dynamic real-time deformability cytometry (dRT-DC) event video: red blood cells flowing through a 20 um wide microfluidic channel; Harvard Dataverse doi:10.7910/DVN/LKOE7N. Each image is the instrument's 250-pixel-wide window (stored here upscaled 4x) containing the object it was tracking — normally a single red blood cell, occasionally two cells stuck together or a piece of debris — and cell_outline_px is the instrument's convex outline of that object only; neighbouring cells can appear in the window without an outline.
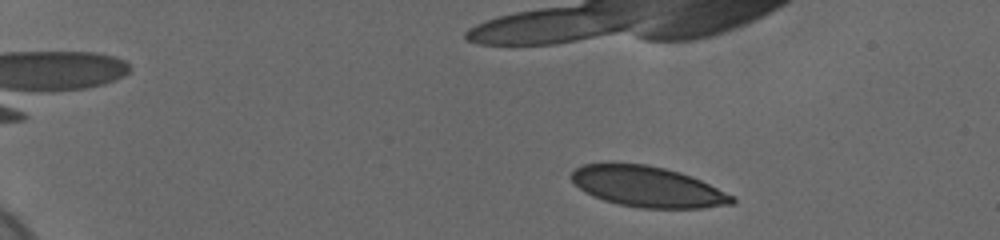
{"species": "human", "species_latin": "Homo sapiens", "temperature_condition": "cold", "stored_images_in_passage": 47, "camera_frame_rate_fps": 3000, "um_per_image_px": 0.085, "donor": {"sex": "female"}, "frame": {"image": 1, "passage_image": 5, "time_ms": 1.333, "image_size_px": [1000, 240], "cell_outline_px": [[736, 200], [732, 204], [700, 208], [644, 208], [620, 204], [604, 200], [584, 192], [572, 180], [572, 172], [576, 168], [584, 164], [612, 160], [648, 164], [680, 172], [692, 176], [732, 196]], "centroid_in_image_um": [54.98, 15.82], "position_along_channel_um": 30.0, "area_um2": 38.32}}
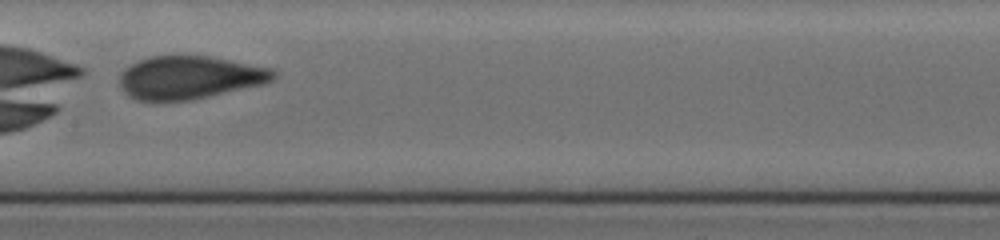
{"frame": {"image": 2, "passage_image": 29, "time_ms": 9.333, "image_size_px": [1000, 240], "cell_outline_px": [[280, 76], [264, 84], [192, 100], [136, 100], [128, 96], [124, 92], [120, 84], [120, 72], [124, 68], [148, 56], [208, 56], [272, 68]], "centroid_in_image_um": [16.13, 6.59], "position_along_channel_um": 191.3, "area_um2": 38.61}}
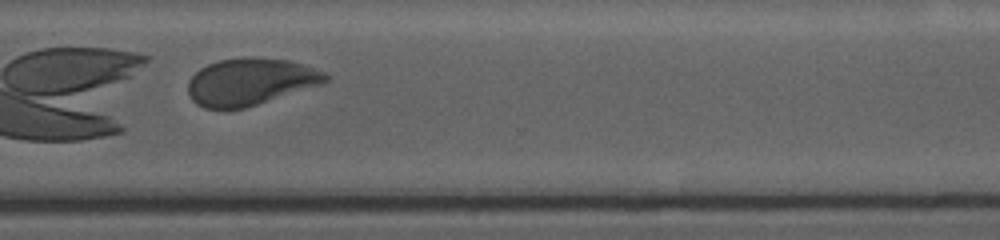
{"frame": {"image": 3, "passage_image": 42, "time_ms": 13.667, "image_size_px": [1000, 240], "cell_outline_px": [[332, 76], [324, 84], [244, 108], [204, 108], [196, 104], [192, 100], [188, 92], [188, 80], [200, 68], [208, 64], [220, 60], [240, 56], [256, 56], [288, 60], [304, 64], [324, 72]], "centroid_in_image_um": [21.3, 6.92], "position_along_channel_um": 349.3, "area_um2": 38.03}, "authors_computed_cell_mechanics": {"area_um2": 38.6104, "velocity_mm_per_s": 3.6553, "shape_relaxation_time_tau1_ms": 4.2273, "shape_relaxation_time_tau2_ms": null, "deformation_change_tau1": 0.1661, "deformation_change_tau2": null}}